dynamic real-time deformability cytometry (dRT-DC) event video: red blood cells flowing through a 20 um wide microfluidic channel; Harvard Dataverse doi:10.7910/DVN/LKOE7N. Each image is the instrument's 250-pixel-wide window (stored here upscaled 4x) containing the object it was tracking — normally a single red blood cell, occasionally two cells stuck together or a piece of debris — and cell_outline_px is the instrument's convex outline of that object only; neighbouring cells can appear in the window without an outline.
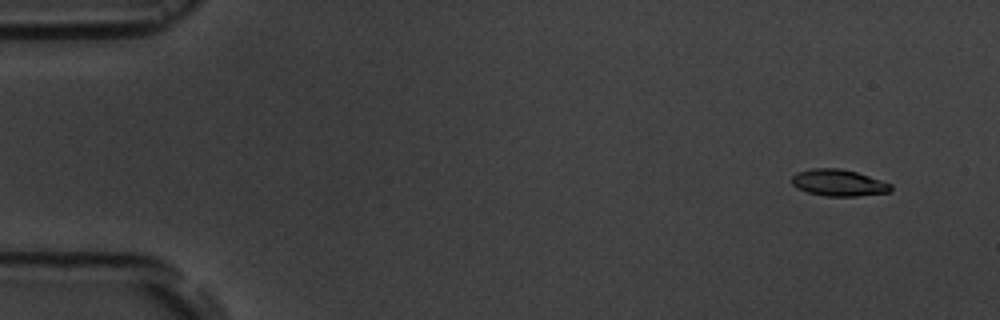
{"species": "common noctule bat (a hibernating species)", "species_latin": "Nyctalus noctula", "temperature_condition": "room temperature", "stored_images_in_passage": 14, "camera_frame_rate_fps": 3000, "um_per_image_px": 0.085, "animal": {"sex": "male", "body_mass_g": 19.5, "forearm_length_mm": 54.6}, "frame": {"image": 1, "passage_image": 2, "time_ms": 1.0, "image_size_px": [1000, 320], "cell_outline_px": [[892, 192], [856, 196], [824, 196], [808, 192], [796, 188], [792, 184], [792, 176], [796, 172], [812, 168], [840, 168], [856, 172], [892, 184]], "centroid_in_image_um": [71.27, 15.54], "position_along_channel_um": 13.7, "area_um2": 15.43}}
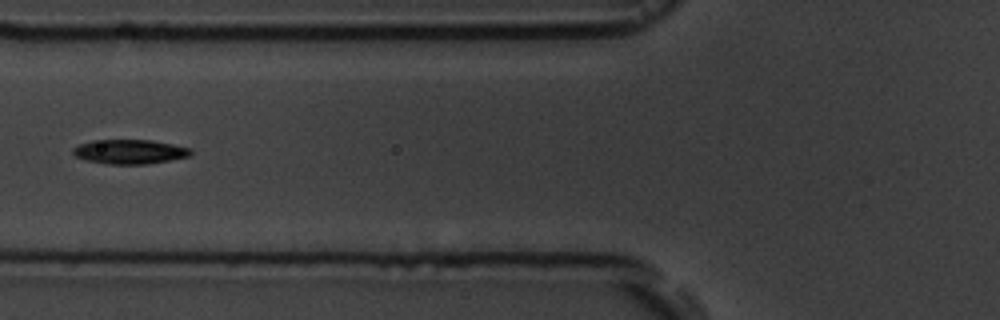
{"frame": {"image": 2, "passage_image": 7, "time_ms": 7.0, "image_size_px": [1000, 320], "cell_outline_px": [[192, 156], [144, 164], [108, 164], [88, 160], [76, 156], [72, 152], [72, 148], [80, 144], [92, 140], [152, 140], [192, 148]], "centroid_in_image_um": [11.05, 12.88], "position_along_channel_um": 114.7, "area_um2": 16.65}}
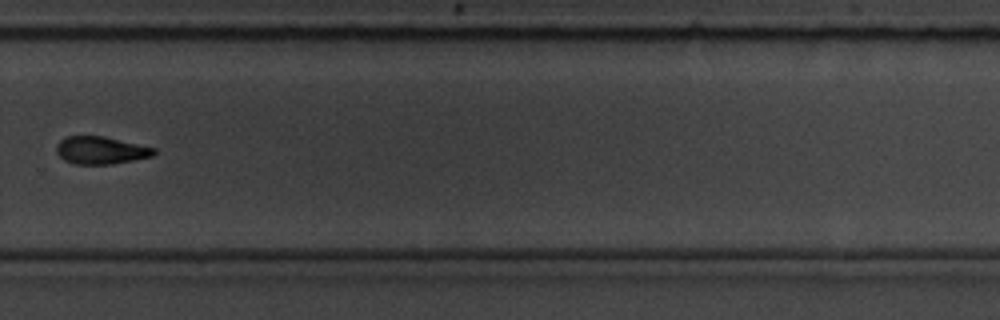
{"frame": {"image": 3, "passage_image": 12, "time_ms": 12.667, "image_size_px": [1000, 320], "cell_outline_px": [[156, 152], [152, 156], [112, 164], [76, 164], [64, 160], [56, 152], [56, 144], [64, 136], [104, 136], [156, 148]], "centroid_in_image_um": [8.54, 12.77], "position_along_channel_um": 321.3, "area_um2": 15.66}, "authors_computed_cell_mechanics": {"area_um2": 16.1262, "velocity_mm_per_s": 3.6527, "shape_relaxation_time_tau1_ms": 3.1727, "shape_relaxation_time_tau2_ms": 4.2532, "deformation_change_tau1": 0.1103, "deformation_change_tau2": 0.0966}}